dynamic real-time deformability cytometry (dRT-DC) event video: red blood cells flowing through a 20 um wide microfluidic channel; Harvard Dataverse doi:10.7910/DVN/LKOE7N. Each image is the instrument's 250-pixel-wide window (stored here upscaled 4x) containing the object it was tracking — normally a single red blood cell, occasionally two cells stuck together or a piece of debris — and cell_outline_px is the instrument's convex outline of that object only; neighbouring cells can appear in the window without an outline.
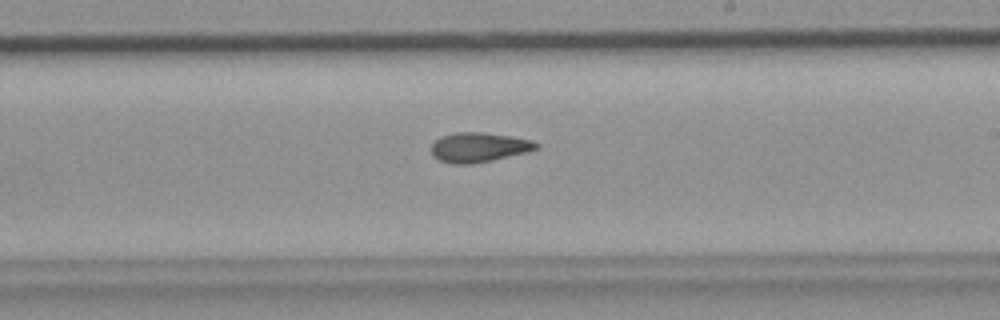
{"species": "common noctule bat (a hibernating species)", "species_latin": "Nyctalus noctula", "temperature_condition": "room temperature", "stored_images_in_passage": 18, "camera_frame_rate_fps": 3000, "um_per_image_px": 0.085, "animal": {"sex": "female", "body_mass_g": 19.9}, "frame": {"image": 1, "passage_image": 16, "time_ms": 5.0, "image_size_px": [1000, 320], "cell_outline_px": [[540, 148], [528, 152], [492, 160], [472, 164], [452, 164], [440, 160], [432, 156], [432, 144], [440, 136], [456, 132], [484, 132], [532, 140], [540, 144]], "centroid_in_image_um": [40.71, 12.52], "position_along_channel_um": 248.3, "area_um2": 18.21}}